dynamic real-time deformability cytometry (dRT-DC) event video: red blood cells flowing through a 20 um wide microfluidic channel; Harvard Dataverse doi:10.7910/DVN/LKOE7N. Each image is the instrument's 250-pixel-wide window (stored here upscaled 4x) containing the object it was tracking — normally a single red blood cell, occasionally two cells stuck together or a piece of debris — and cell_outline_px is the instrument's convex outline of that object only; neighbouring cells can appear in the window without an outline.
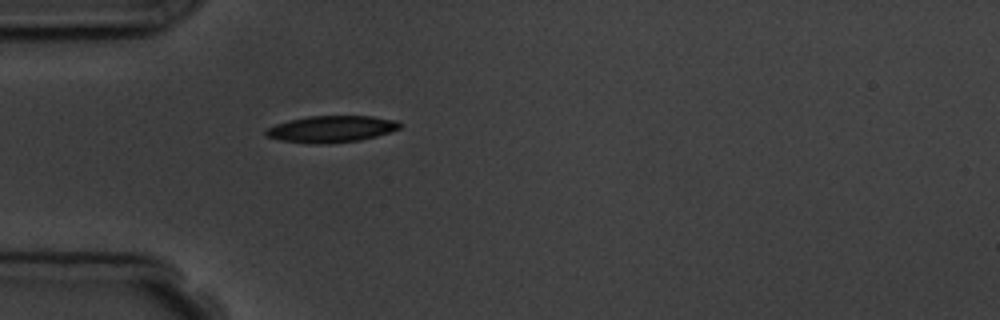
{"species": "common noctule bat (a hibernating species)", "species_latin": "Nyctalus noctula", "temperature_condition": "room temperature", "stored_images_in_passage": 1, "camera_frame_rate_fps": 3000, "um_per_image_px": 0.085, "animal": {"sex": "male", "body_mass_g": 19.5, "forearm_length_mm": 54.6}, "frame": {"image": 1, "passage_image": 1, "time_ms": 0.0, "image_size_px": [1000, 320], "cell_outline_px": [[404, 124], [400, 128], [376, 136], [360, 140], [328, 144], [316, 144], [280, 140], [268, 136], [264, 132], [268, 128], [276, 124], [288, 120], [308, 116], [372, 116], [396, 120]], "centroid_in_image_um": [28.19, 10.96], "position_along_channel_um": 56.8, "area_um2": 20.75}}